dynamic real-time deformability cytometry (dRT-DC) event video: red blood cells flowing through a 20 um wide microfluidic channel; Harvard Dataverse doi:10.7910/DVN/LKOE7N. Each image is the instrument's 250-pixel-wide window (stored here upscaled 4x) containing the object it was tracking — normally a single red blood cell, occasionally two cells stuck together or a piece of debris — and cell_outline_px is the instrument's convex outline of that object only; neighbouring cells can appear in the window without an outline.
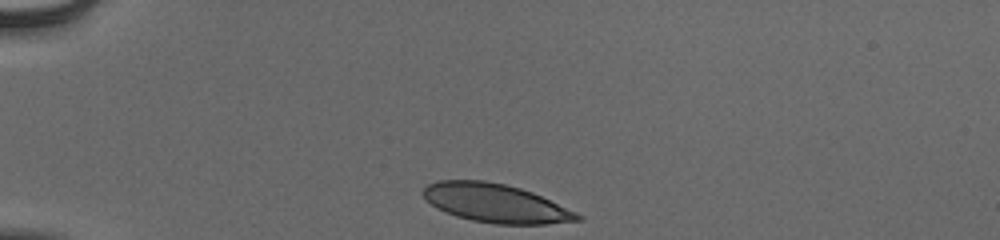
{"species": "human", "species_latin": "Homo sapiens", "temperature_condition": "cold", "stored_images_in_passage": 34, "camera_frame_rate_fps": 3000, "um_per_image_px": 0.085, "donor": {"sex": "male"}, "frame": {"image": 1, "passage_image": 1, "time_ms": 0.0, "image_size_px": [1000, 240], "cell_outline_px": [[584, 220], [548, 224], [496, 224], [472, 220], [456, 216], [436, 208], [420, 192], [428, 184], [436, 180], [484, 180], [504, 184], [520, 188], [532, 192], [576, 212], [584, 216]], "centroid_in_image_um": [42.14, 17.27], "position_along_channel_um": 42.9, "area_um2": 34.68}}
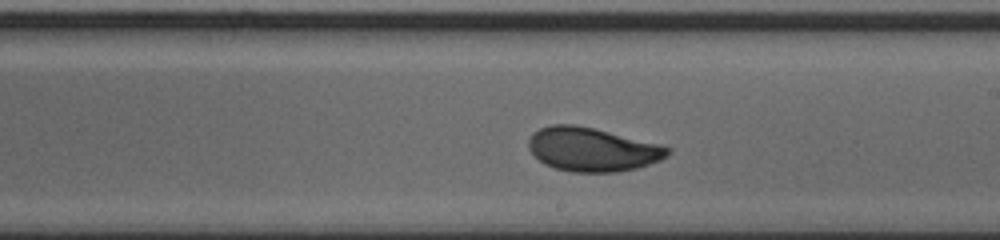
{"frame": {"image": 2, "passage_image": 20, "time_ms": 6.333, "image_size_px": [1000, 240], "cell_outline_px": [[672, 152], [668, 156], [660, 160], [636, 168], [616, 172], [572, 172], [556, 168], [544, 164], [528, 148], [528, 140], [532, 132], [540, 128], [552, 124], [576, 124], [664, 144], [672, 148]], "centroid_in_image_um": [50.38, 12.68], "position_along_channel_um": 238.6, "area_um2": 35.84}}
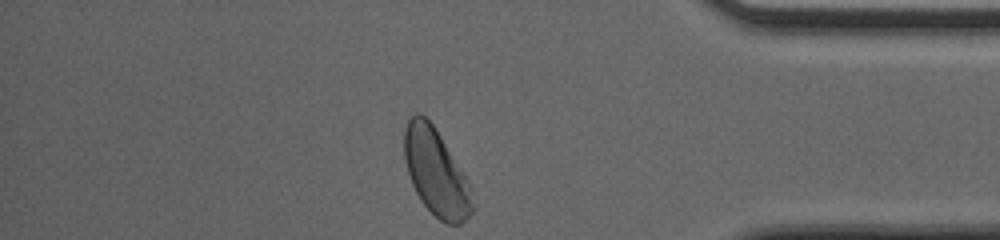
{"frame": {"image": 3, "passage_image": 34, "time_ms": 11.0, "image_size_px": [1000, 240], "cell_outline_px": [[472, 212], [460, 224], [444, 224], [420, 200], [412, 184], [404, 160], [404, 128], [408, 120], [416, 112], [420, 112], [432, 124], [440, 136], [468, 180], [472, 188]], "centroid_in_image_um": [37.04, 14.65], "position_along_channel_um": 398.2, "area_um2": 34.04}, "authors_computed_cell_mechanics": {"area_um2": 35.258, "velocity_mm_per_s": 3.8526, "shape_relaxation_time_tau1_ms": 3.6708, "shape_relaxation_time_tau2_ms": 0.8082, "deformation_change_tau1": 0.1447, "deformation_change_tau2": 0.0437}}